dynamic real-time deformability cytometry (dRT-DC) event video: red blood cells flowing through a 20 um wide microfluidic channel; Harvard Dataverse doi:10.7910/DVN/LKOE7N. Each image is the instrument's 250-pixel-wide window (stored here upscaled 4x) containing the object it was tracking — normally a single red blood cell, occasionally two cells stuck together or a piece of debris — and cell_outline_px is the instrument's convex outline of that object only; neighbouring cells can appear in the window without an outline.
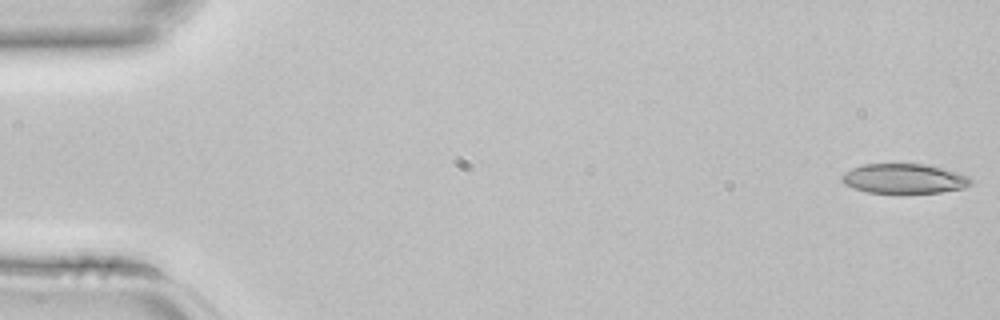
{"species": "common noctule bat (a hibernating species)", "species_latin": "Nyctalus noctula", "temperature_condition": "room temperature", "stored_images_in_passage": 3, "camera_frame_rate_fps": 3000, "um_per_image_px": 0.085, "animal": {"sex": "female", "body_mass_g": 22.7, "forearm_length_mm": 54.2}, "frame": {"image": 1, "passage_image": 1, "time_ms": 0.0, "image_size_px": [1000, 320], "cell_outline_px": [[972, 184], [964, 188], [940, 192], [868, 192], [852, 188], [844, 184], [840, 180], [840, 176], [844, 172], [852, 168], [864, 164], [928, 164], [960, 172], [968, 176], [972, 180]], "centroid_in_image_um": [76.85, 15.17], "position_along_channel_um": 8.1, "area_um2": 22.43}}
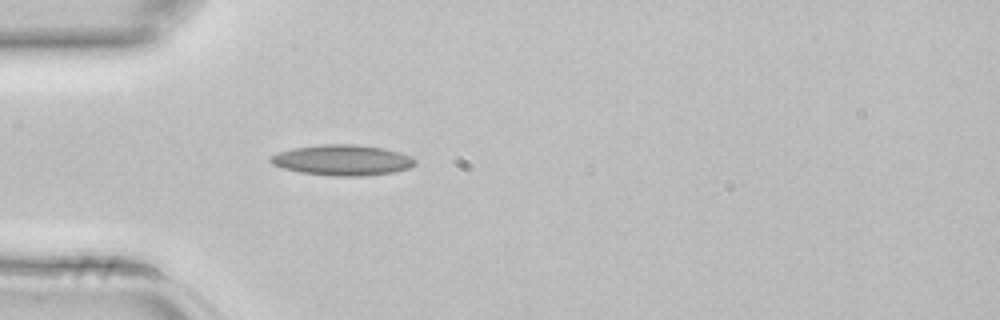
{"frame": {"image": 2, "passage_image": 3, "time_ms": 0.667, "image_size_px": [1000, 320], "cell_outline_px": [[416, 164], [408, 168], [392, 172], [360, 176], [332, 176], [300, 172], [284, 168], [272, 164], [268, 160], [268, 156], [292, 148], [320, 144], [352, 144], [384, 148], [400, 152], [412, 156], [416, 160]], "centroid_in_image_um": [29.09, 13.6], "position_along_channel_um": 55.9, "area_um2": 25.84}}